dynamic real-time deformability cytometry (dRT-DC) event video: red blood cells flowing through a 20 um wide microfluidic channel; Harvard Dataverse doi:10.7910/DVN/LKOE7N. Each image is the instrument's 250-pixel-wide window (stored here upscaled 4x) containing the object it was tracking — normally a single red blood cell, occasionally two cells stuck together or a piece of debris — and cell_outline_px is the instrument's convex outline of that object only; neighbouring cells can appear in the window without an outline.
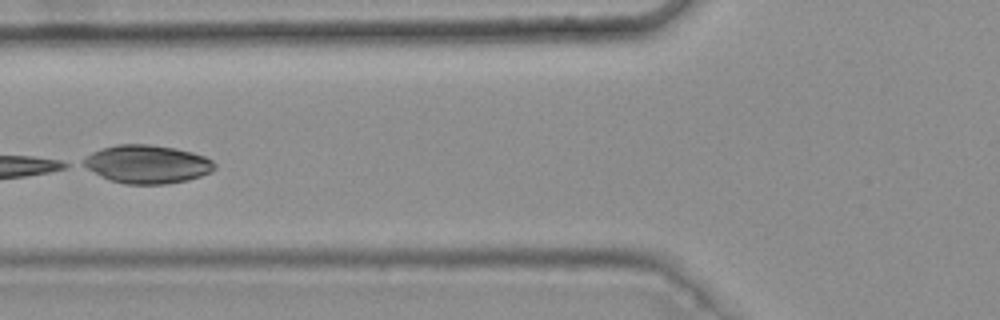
{"species": "common noctule bat (a hibernating species)", "species_latin": "Nyctalus noctula", "temperature_condition": "warm", "stored_images_in_passage": 5, "camera_frame_rate_fps": 3000, "um_per_image_px": 0.085, "animal": {"sex": "female", "body_mass_g": 25.1}, "frame": {"image": 1, "passage_image": 5, "time_ms": 1.333, "image_size_px": [1000, 320], "cell_outline_px": [[216, 168], [212, 172], [188, 180], [164, 184], [124, 184], [108, 180], [76, 164], [92, 152], [100, 148], [116, 144], [148, 144], [176, 148], [192, 152], [204, 156], [212, 160], [216, 164]], "centroid_in_image_um": [12.45, 13.95], "position_along_channel_um": 113.4, "area_um2": 29.82}}